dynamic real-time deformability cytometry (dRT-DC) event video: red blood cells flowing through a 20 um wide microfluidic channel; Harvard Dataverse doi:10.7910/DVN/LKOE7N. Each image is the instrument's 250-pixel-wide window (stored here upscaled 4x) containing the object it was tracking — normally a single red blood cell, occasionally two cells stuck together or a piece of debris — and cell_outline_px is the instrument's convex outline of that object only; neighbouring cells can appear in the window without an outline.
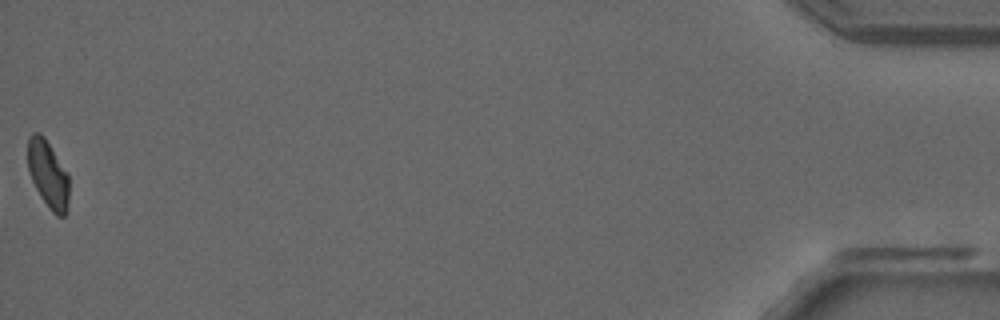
{"species": "common noctule bat (a hibernating species)", "species_latin": "Nyctalus noctula", "temperature_condition": "room temperature", "stored_images_in_passage": 52, "camera_frame_rate_fps": 3000, "um_per_image_px": 0.085, "animal": {"sex": "male", "forearm_length_mm": 52.5}, "frame": {"image": 1, "passage_image": 52, "time_ms": 17.0, "image_size_px": [1000, 320], "cell_outline_px": [[68, 200], [64, 216], [56, 216], [48, 208], [40, 196], [32, 180], [28, 168], [28, 140], [32, 132], [40, 132], [44, 136], [68, 172]], "centroid_in_image_um": [4.08, 14.79], "position_along_channel_um": 431.1, "area_um2": 16.18}, "authors_computed_cell_mechanics": {"area_um2": 16.8776, "velocity_mm_per_s": 3.8425, "shape_relaxation_time_tau1_ms": 10.7407, "shape_relaxation_time_tau2_ms": 5.686, "deformation_change_tau1": 0.1926, "deformation_change_tau2": 0.102}}